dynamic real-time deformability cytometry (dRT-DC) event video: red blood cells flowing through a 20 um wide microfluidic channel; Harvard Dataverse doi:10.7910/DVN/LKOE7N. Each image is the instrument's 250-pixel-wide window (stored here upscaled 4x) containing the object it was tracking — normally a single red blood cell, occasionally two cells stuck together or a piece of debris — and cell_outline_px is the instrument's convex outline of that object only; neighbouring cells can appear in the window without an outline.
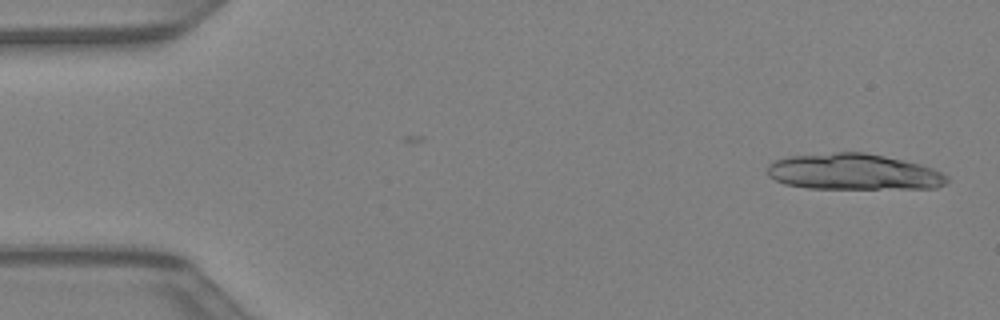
{"species": "Egyptian fruit bat (a non-hibernating species)", "species_latin": "Rousettus aegyptiacus", "temperature_condition": "warm", "stored_images_in_passage": 18, "camera_frame_rate_fps": 3000, "um_per_image_px": 0.085, "animal": {"sex": "female"}, "frame": {"image": 1, "passage_image": 2, "time_ms": 0.333, "image_size_px": [1000, 320], "cell_outline_px": [[948, 184], [936, 188], [808, 188], [784, 184], [768, 176], [768, 164], [776, 160], [788, 156], [836, 152], [864, 152], [904, 160], [920, 164], [932, 168], [948, 176]], "centroid_in_image_um": [72.56, 14.61], "position_along_channel_um": 12.4, "area_um2": 37.74}}
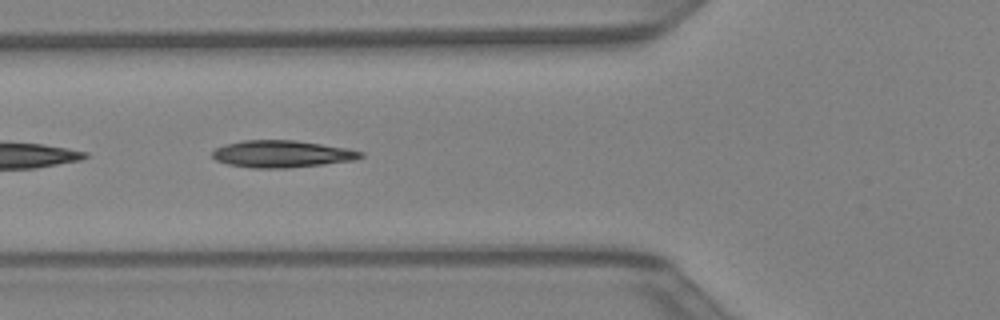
{"frame": {"image": 2, "passage_image": 16, "time_ms": 5.0, "image_size_px": [1000, 320], "cell_outline_px": [[364, 156], [352, 160], [324, 164], [288, 168], [252, 168], [228, 164], [216, 160], [212, 156], [212, 152], [216, 148], [224, 144], [244, 140], [292, 140], [348, 148], [364, 152]], "centroid_in_image_um": [23.95, 13.08], "position_along_channel_um": 101.9, "area_um2": 23.29}}